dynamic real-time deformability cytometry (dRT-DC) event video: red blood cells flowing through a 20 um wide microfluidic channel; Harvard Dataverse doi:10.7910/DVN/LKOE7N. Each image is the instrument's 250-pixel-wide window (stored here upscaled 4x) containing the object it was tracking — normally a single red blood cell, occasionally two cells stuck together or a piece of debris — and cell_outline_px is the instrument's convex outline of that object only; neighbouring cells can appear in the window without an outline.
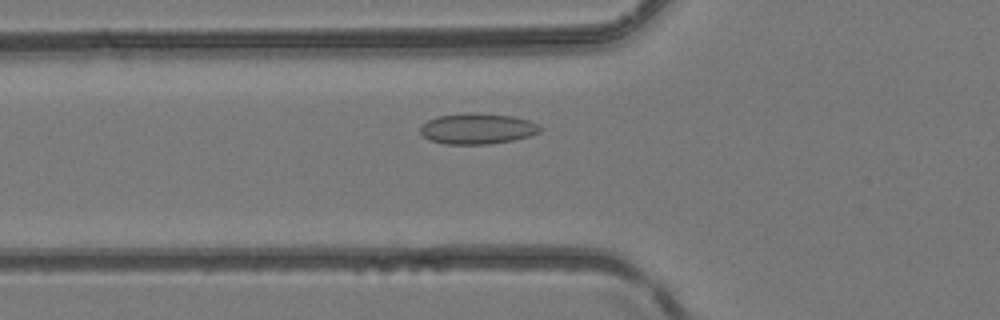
{"species": "common noctule bat (a hibernating species)", "species_latin": "Nyctalus noctula", "temperature_condition": "room temperature", "stored_images_in_passage": 39, "camera_frame_rate_fps": 3000, "um_per_image_px": 0.085, "animal": {"sex": "female", "body_mass_g": 24.6, "forearm_length_mm": 56.2}, "frame": {"image": 1, "passage_image": 11, "time_ms": 3.333, "image_size_px": [1000, 320], "cell_outline_px": [[544, 128], [540, 132], [528, 136], [512, 140], [492, 144], [444, 144], [428, 140], [420, 132], [420, 128], [428, 120], [436, 116], [468, 112], [472, 112], [512, 116], [528, 120]], "centroid_in_image_um": [40.56, 10.93], "position_along_channel_um": 85.2, "area_um2": 21.56}}
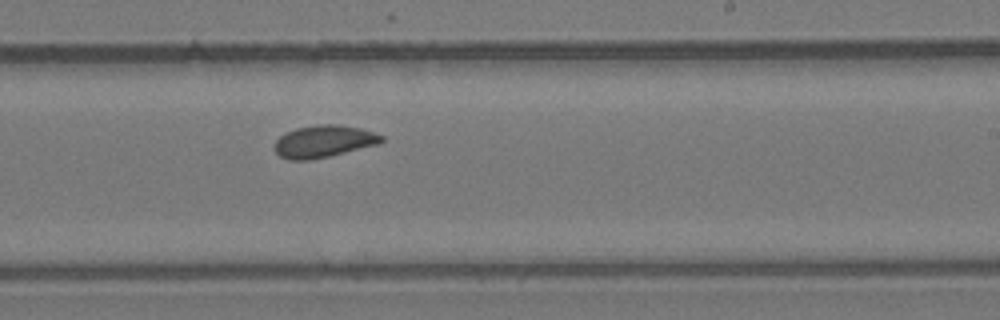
{"frame": {"image": 2, "passage_image": 22, "time_ms": 7.0, "image_size_px": [1000, 320], "cell_outline_px": [[384, 140], [380, 144], [312, 160], [288, 160], [280, 156], [272, 148], [276, 140], [280, 136], [296, 128], [320, 124], [336, 124], [360, 128], [384, 136]], "centroid_in_image_um": [27.51, 12.03], "position_along_channel_um": 261.5, "area_um2": 20.11}}
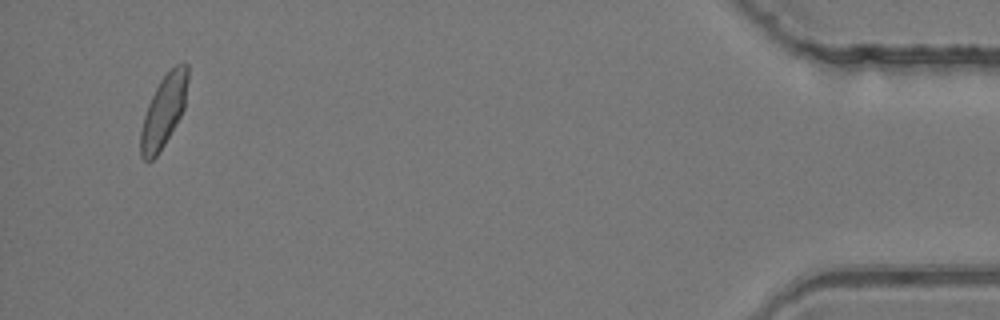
{"frame": {"image": 3, "passage_image": 37, "time_ms": 12.0, "image_size_px": [1000, 320], "cell_outline_px": [[188, 80], [184, 108], [176, 124], [164, 144], [156, 156], [152, 160], [144, 160], [140, 156], [140, 132], [144, 116], [148, 104], [160, 80], [176, 64], [188, 64]], "centroid_in_image_um": [13.91, 9.45], "position_along_channel_um": 421.3, "area_um2": 19.48}}